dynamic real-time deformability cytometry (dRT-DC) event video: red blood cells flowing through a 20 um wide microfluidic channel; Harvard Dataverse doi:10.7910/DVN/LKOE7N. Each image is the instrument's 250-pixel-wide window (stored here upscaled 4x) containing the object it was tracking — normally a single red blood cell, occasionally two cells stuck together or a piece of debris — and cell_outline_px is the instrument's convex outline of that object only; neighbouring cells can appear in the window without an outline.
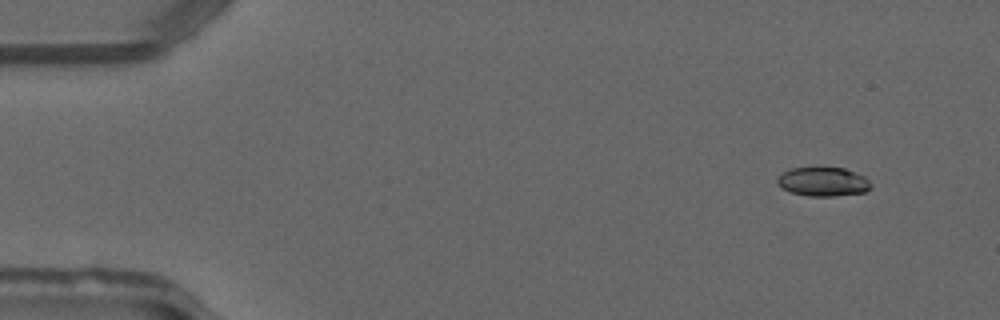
{"species": "common noctule bat (a hibernating species)", "species_latin": "Nyctalus noctula", "temperature_condition": "warm", "stored_images_in_passage": 14, "camera_frame_rate_fps": 3000, "um_per_image_px": 0.085, "animal": {"sex": "male", "forearm_length_mm": 52.5}, "frame": {"image": 1, "passage_image": 3, "time_ms": 0.667, "image_size_px": [1000, 320], "cell_outline_px": [[872, 188], [864, 192], [832, 196], [808, 196], [788, 192], [776, 184], [776, 176], [792, 168], [844, 168], [864, 176], [872, 184]], "centroid_in_image_um": [69.93, 15.45], "position_along_channel_um": 15.1, "area_um2": 15.9}}